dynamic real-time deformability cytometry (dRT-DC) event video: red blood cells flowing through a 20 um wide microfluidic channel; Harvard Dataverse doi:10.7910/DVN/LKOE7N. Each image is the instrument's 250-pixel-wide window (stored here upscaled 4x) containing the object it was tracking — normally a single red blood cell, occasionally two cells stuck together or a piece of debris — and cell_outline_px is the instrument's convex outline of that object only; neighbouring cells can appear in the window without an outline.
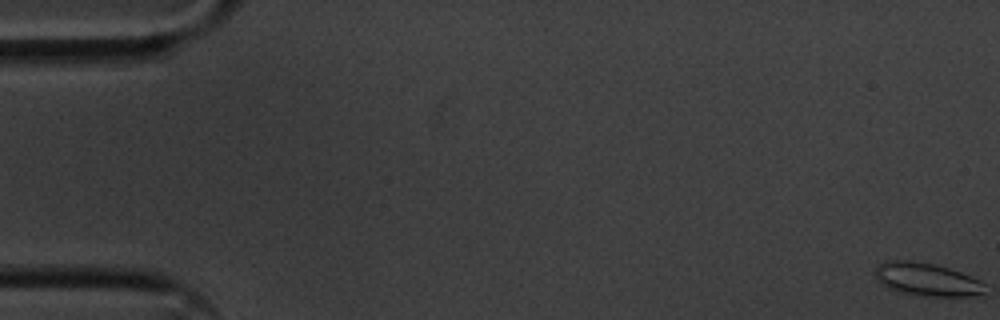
{"species": "common noctule bat (a hibernating species)", "species_latin": "Nyctalus noctula", "temperature_condition": "cold", "stored_images_in_passage": 57, "camera_frame_rate_fps": 3000, "um_per_image_px": 0.085, "animal": {"sex": "male", "body_mass_g": 20.1, "forearm_length_mm": 53.5}, "frame": {"image": 1, "passage_image": 1, "time_ms": 0.0, "image_size_px": [1000, 320], "cell_outline_px": [[984, 292], [976, 296], [928, 296], [900, 292], [888, 288], [876, 276], [876, 268], [884, 260], [908, 260], [936, 264], [960, 272], [984, 284]], "centroid_in_image_um": [78.77, 23.74], "position_along_channel_um": 6.2, "area_um2": 20.69}}
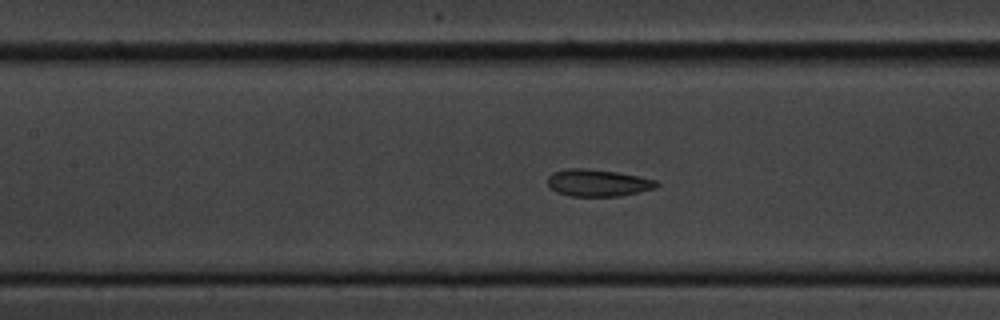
{"frame": {"image": 2, "passage_image": 26, "time_ms": 8.333, "image_size_px": [1000, 320], "cell_outline_px": [[660, 184], [656, 188], [620, 196], [572, 196], [556, 192], [548, 184], [548, 176], [552, 172], [568, 168], [584, 168], [616, 172], [656, 180]], "centroid_in_image_um": [50.81, 15.54], "position_along_channel_um": 156.6, "area_um2": 17.05}}
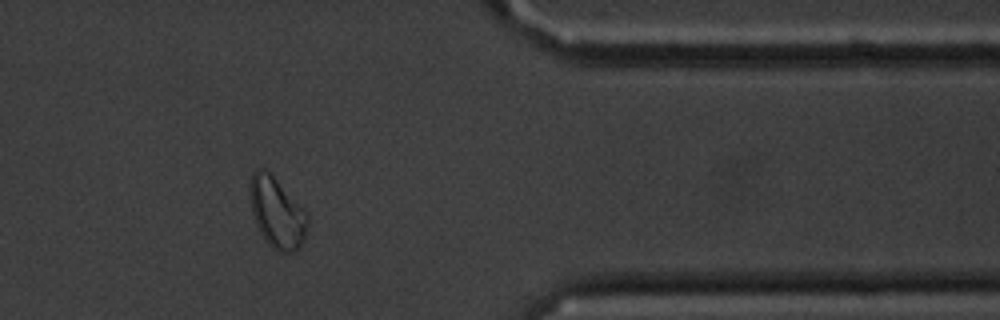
{"frame": {"image": 3, "passage_image": 47, "time_ms": 15.333, "image_size_px": [1000, 320], "cell_outline_px": [[308, 224], [304, 240], [300, 248], [292, 252], [280, 252], [272, 248], [268, 244], [260, 232], [256, 224], [252, 212], [248, 184], [252, 172], [256, 168], [264, 168], [308, 212]], "centroid_in_image_um": [23.54, 18.08], "position_along_channel_um": 387.9, "area_um2": 23.81}, "authors_computed_cell_mechanics": {"area_um2": 18.7272, "velocity_mm_per_s": 3.5682, "shape_relaxation_time_tau1_ms": 3.3209, "shape_relaxation_time_tau2_ms": 2.7591, "deformation_change_tau1": 0.0924, "deformation_change_tau2": 0.0927}}